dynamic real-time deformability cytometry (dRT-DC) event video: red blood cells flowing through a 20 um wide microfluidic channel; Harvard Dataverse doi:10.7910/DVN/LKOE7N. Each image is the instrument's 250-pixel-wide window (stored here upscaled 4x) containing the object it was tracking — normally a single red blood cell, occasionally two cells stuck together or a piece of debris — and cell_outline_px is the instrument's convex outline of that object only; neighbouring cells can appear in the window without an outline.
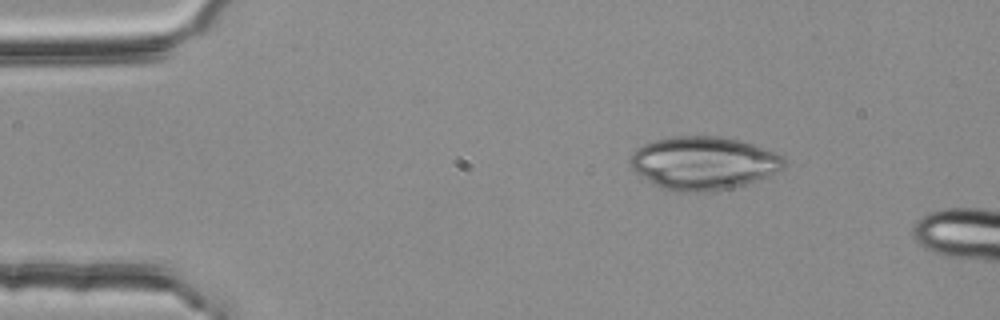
{"species": "common noctule bat (a hibernating species)", "species_latin": "Nyctalus noctula", "temperature_condition": "room temperature", "stored_images_in_passage": 3, "camera_frame_rate_fps": 3000, "um_per_image_px": 0.085, "animal": {"sex": "female", "body_mass_g": 25.1}, "frame": {"image": 1, "passage_image": 3, "time_ms": 0.667, "image_size_px": [1000, 320], "cell_outline_px": [[784, 168], [768, 176], [744, 184], [728, 188], [704, 192], [676, 192], [660, 188], [636, 172], [628, 164], [628, 160], [632, 152], [636, 148], [652, 140], [676, 136], [716, 136], [736, 140], [752, 144], [776, 152], [784, 160]], "centroid_in_image_um": [59.74, 13.86], "position_along_channel_um": 25.3, "area_um2": 47.51}}